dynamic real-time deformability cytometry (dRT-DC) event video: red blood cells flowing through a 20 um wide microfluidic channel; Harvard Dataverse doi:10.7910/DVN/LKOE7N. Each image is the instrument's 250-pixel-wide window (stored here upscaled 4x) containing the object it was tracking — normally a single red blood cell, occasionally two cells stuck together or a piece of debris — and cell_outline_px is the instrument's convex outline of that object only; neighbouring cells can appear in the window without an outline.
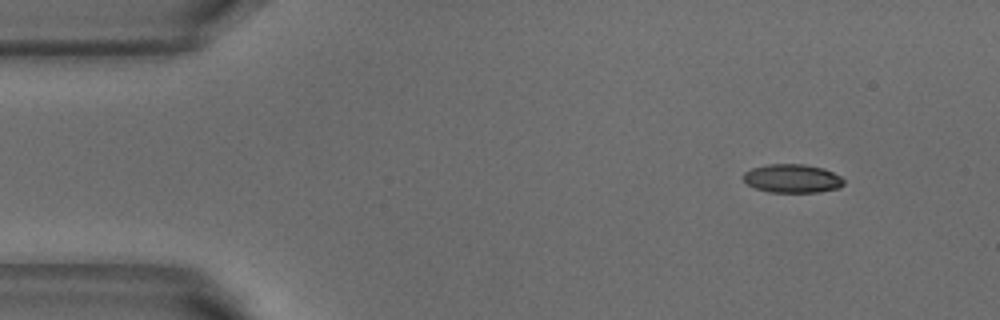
{"species": "common noctule bat (a hibernating species)", "species_latin": "Nyctalus noctula", "temperature_condition": "warm", "stored_images_in_passage": 4, "camera_frame_rate_fps": 3000, "um_per_image_px": 0.085, "animal": {"sex": "male", "body_mass_g": 18.8}, "frame": {"image": 1, "passage_image": 1, "time_ms": 0.0, "image_size_px": [1000, 320], "cell_outline_px": [[844, 184], [840, 188], [816, 192], [768, 192], [756, 188], [748, 184], [744, 180], [744, 172], [752, 168], [768, 164], [804, 164], [824, 168], [840, 176], [844, 180]], "centroid_in_image_um": [67.36, 15.17], "position_along_channel_um": 17.6, "area_um2": 16.7}}
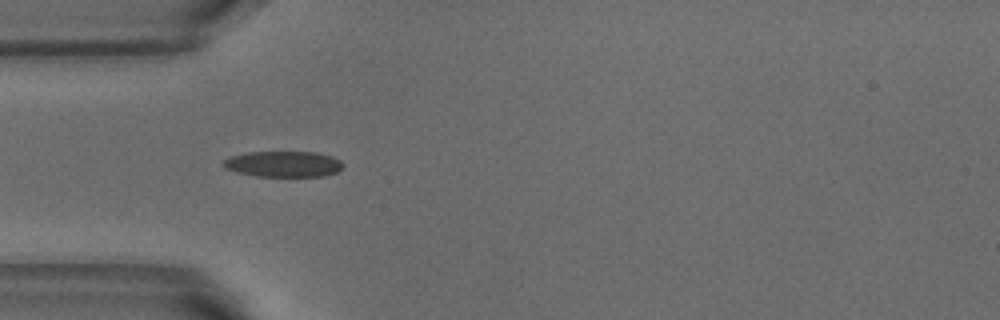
{"frame": {"image": 2, "passage_image": 3, "time_ms": 0.667, "image_size_px": [1000, 320], "cell_outline_px": [[344, 164], [336, 172], [324, 176], [256, 176], [236, 172], [224, 168], [220, 164], [228, 156], [248, 152], [316, 152], [332, 156], [340, 160]], "centroid_in_image_um": [24.04, 13.94], "position_along_channel_um": 61.0, "area_um2": 18.15}}
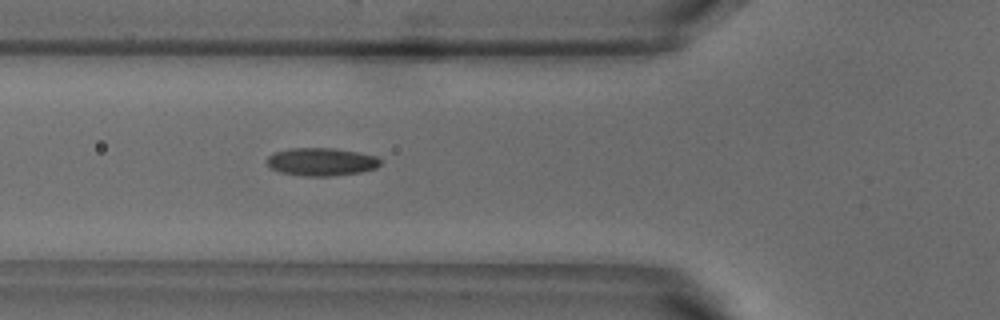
{"frame": {"image": 3, "passage_image": 4, "time_ms": 1.0, "image_size_px": [1000, 320], "cell_outline_px": [[380, 164], [376, 168], [360, 172], [332, 176], [304, 176], [280, 172], [272, 168], [268, 164], [268, 156], [272, 152], [288, 148], [336, 148], [360, 152], [376, 156], [380, 160]], "centroid_in_image_um": [27.32, 13.74], "position_along_channel_um": 98.5, "area_um2": 18.55}}